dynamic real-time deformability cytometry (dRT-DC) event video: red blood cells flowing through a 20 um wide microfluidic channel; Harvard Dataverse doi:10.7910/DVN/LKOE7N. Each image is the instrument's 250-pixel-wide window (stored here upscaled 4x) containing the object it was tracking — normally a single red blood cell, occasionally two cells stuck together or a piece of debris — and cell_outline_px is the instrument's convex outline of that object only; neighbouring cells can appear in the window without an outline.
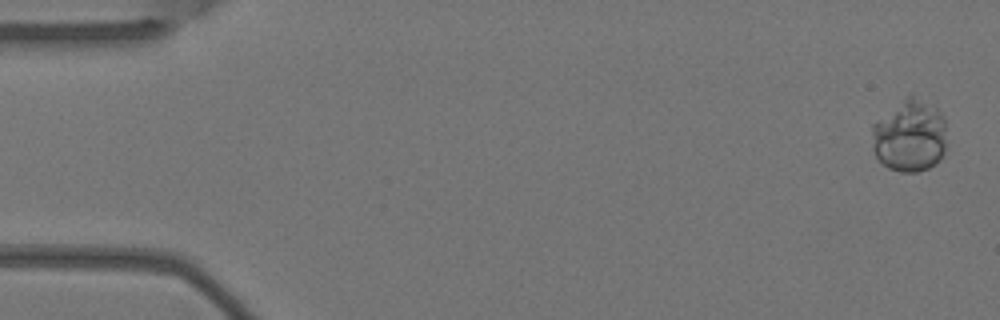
{"species": "Egyptian fruit bat (a non-hibernating species)", "species_latin": "Rousettus aegyptiacus", "temperature_condition": "warm", "stored_images_in_passage": 5, "camera_frame_rate_fps": 3000, "um_per_image_px": 0.085, "animal": {"sex": "female"}, "frame": {"image": 1, "passage_image": 1, "time_ms": 0.0, "image_size_px": [1000, 320], "cell_outline_px": [[944, 152], [940, 160], [936, 164], [928, 168], [916, 172], [900, 172], [888, 168], [876, 156], [872, 148], [872, 124], [908, 92], [912, 92], [936, 108], [944, 116]], "centroid_in_image_um": [77.3, 11.5], "position_along_channel_um": 7.7, "area_um2": 32.02}}
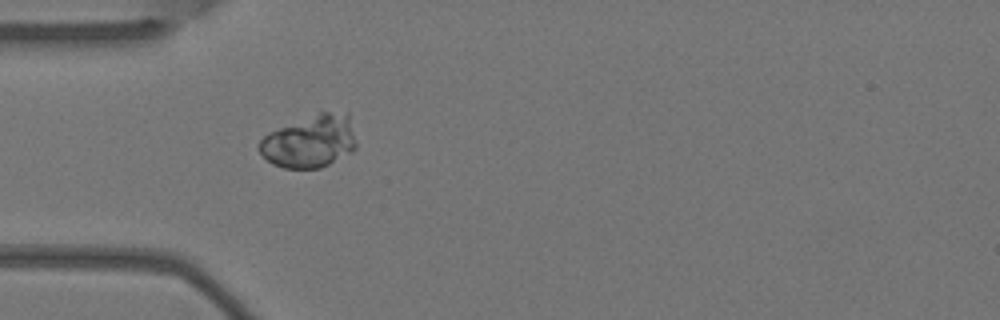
{"frame": {"image": 2, "passage_image": 5, "time_ms": 1.333, "image_size_px": [1000, 320], "cell_outline_px": [[356, 148], [352, 152], [320, 168], [284, 168], [272, 164], [260, 152], [260, 140], [268, 132], [320, 112], [348, 112], [356, 144]], "centroid_in_image_um": [26.36, 12.02], "position_along_channel_um": 58.6, "area_um2": 29.36}}